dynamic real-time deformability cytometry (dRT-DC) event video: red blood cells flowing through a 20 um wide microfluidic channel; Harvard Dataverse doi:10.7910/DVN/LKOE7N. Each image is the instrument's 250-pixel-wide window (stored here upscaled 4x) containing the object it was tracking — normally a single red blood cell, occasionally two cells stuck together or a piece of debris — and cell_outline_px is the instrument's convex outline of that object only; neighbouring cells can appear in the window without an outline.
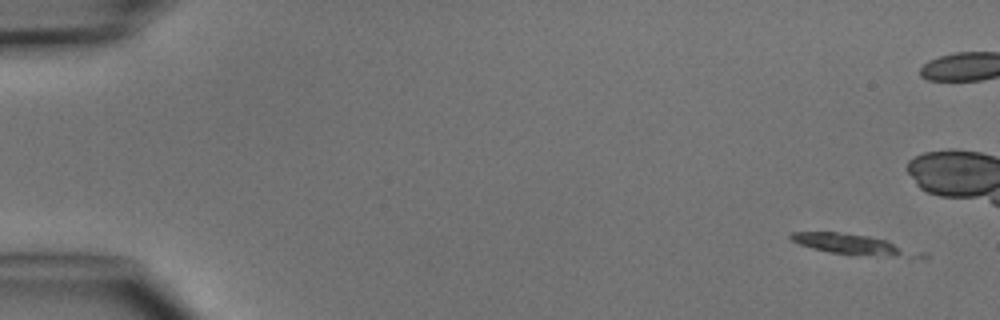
{"species": "common noctule bat (a hibernating species)", "species_latin": "Nyctalus noctula", "temperature_condition": "cold", "stored_images_in_passage": 6, "camera_frame_rate_fps": 3000, "um_per_image_px": 0.085, "animal": {"sex": "male", "body_mass_g": 15.6}, "frame": {"image": 1, "passage_image": 1, "time_ms": 0.0, "image_size_px": [1000, 320], "cell_outline_px": [[928, 256], [924, 260], [852, 256], [828, 252], [812, 248], [800, 244], [792, 240], [788, 236], [792, 232], [836, 232], [868, 236], [888, 240], [928, 252]], "centroid_in_image_um": [72.86, 20.87], "position_along_channel_um": 12.1, "area_um2": 16.7}}